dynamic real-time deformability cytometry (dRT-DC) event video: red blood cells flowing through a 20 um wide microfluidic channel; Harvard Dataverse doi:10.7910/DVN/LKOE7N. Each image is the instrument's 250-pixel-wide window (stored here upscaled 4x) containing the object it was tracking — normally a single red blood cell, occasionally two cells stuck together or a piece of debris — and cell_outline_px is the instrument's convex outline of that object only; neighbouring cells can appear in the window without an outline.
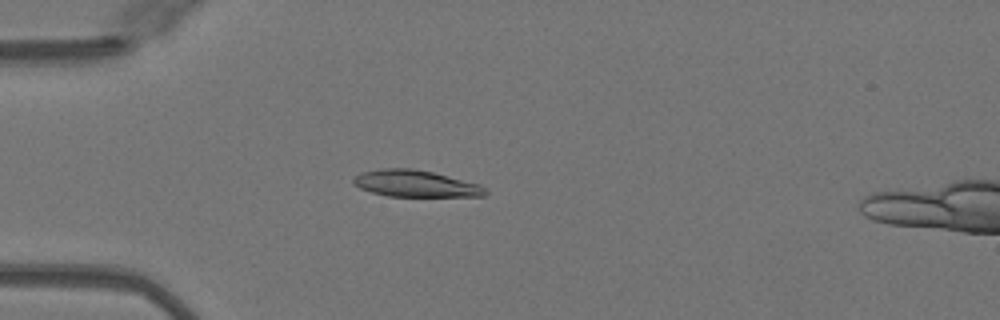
{"species": "Egyptian fruit bat (a non-hibernating species)", "species_latin": "Rousettus aegyptiacus", "temperature_condition": "warm", "stored_images_in_passage": 49, "camera_frame_rate_fps": 3000, "um_per_image_px": 0.085, "animal": {"sex": "female"}, "frame": {"image": 1, "passage_image": 13, "time_ms": 4.0, "image_size_px": [1000, 320], "cell_outline_px": [[488, 192], [484, 196], [388, 196], [372, 192], [360, 188], [352, 184], [352, 180], [360, 172], [384, 168], [412, 168], [432, 172], [480, 184]], "centroid_in_image_um": [35.29, 15.6], "position_along_channel_um": 49.7, "area_um2": 20.4}}
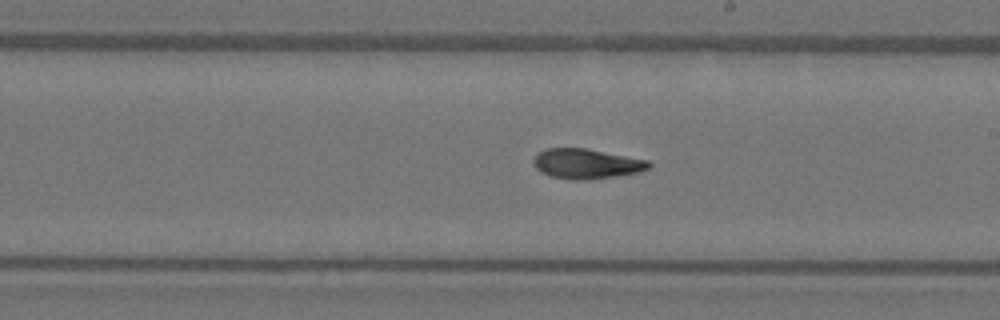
{"frame": {"image": 2, "passage_image": 28, "time_ms": 9.0, "image_size_px": [1000, 320], "cell_outline_px": [[652, 164], [648, 168], [636, 172], [616, 176], [588, 180], [568, 180], [552, 176], [540, 172], [532, 164], [532, 160], [536, 152], [548, 148], [584, 148], [648, 160]], "centroid_in_image_um": [49.78, 13.92], "position_along_channel_um": 239.2, "area_um2": 20.17}}
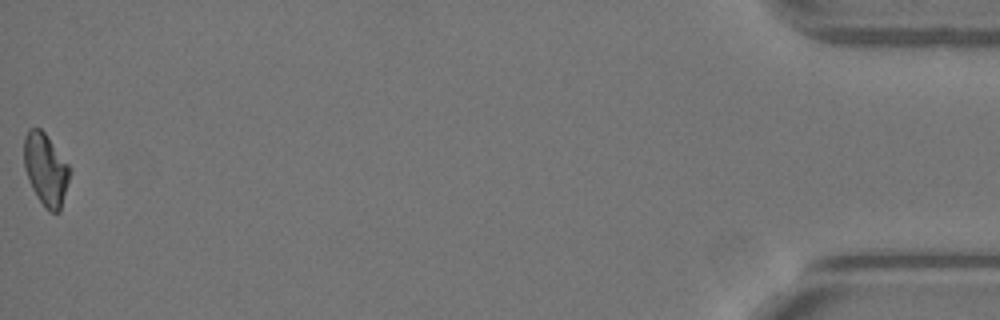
{"frame": {"image": 3, "passage_image": 49, "time_ms": 16.0, "image_size_px": [1000, 320], "cell_outline_px": [[72, 168], [60, 212], [48, 212], [36, 196], [32, 188], [24, 168], [24, 136], [28, 128], [40, 128], [44, 132]], "centroid_in_image_um": [3.89, 14.41], "position_along_channel_um": 431.3, "area_um2": 19.36}, "authors_computed_cell_mechanics": {"area_um2": 20.3456, "velocity_mm_per_s": 4.0969, "shape_relaxation_time_tau1_ms": 6.972, "shape_relaxation_time_tau2_ms": 1.8093, "deformation_change_tau1": 0.235, "deformation_change_tau2": 0.0791}}